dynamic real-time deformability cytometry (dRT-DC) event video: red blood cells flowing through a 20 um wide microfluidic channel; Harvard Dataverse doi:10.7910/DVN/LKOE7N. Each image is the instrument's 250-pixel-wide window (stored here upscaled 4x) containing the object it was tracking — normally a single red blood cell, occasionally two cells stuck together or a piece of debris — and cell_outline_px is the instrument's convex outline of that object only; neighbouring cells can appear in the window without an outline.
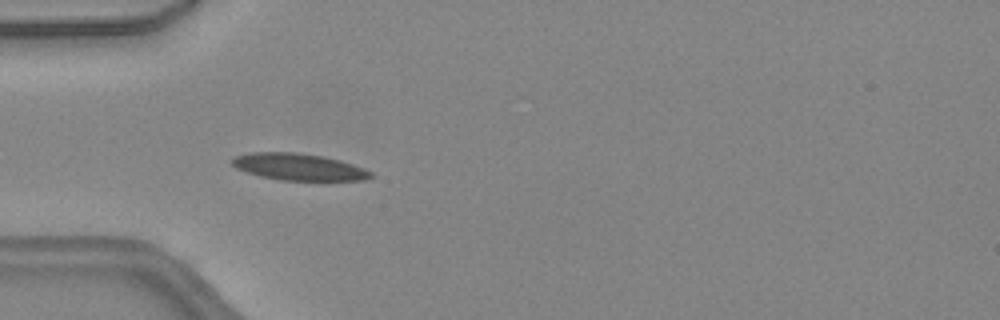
{"species": "common noctule bat (a hibernating species)", "species_latin": "Nyctalus noctula", "temperature_condition": "warm", "stored_images_in_passage": 45, "camera_frame_rate_fps": 3000, "um_per_image_px": 0.085, "animal": {"sex": "female", "body_mass_g": 24.6, "forearm_length_mm": 56.2}, "frame": {"image": 1, "passage_image": 13, "time_ms": 4.0, "image_size_px": [1000, 320], "cell_outline_px": [[376, 176], [364, 180], [280, 180], [260, 176], [236, 168], [232, 164], [232, 160], [236, 156], [248, 152], [296, 152], [320, 156], [340, 160], [364, 168], [372, 172]], "centroid_in_image_um": [25.41, 14.19], "position_along_channel_um": 59.6, "area_um2": 21.56}}
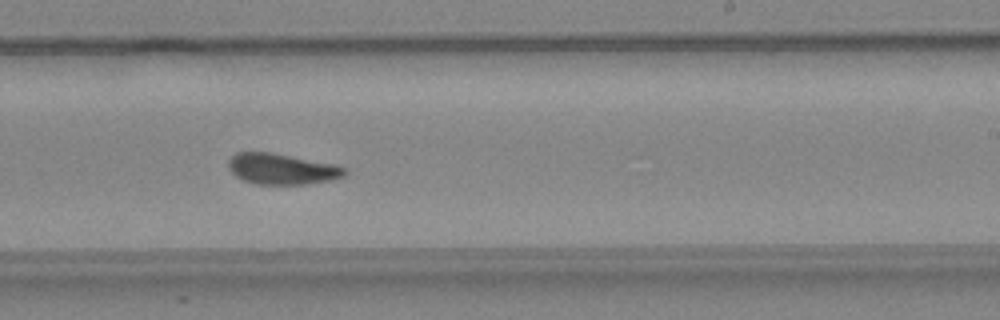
{"frame": {"image": 2, "passage_image": 27, "time_ms": 8.667, "image_size_px": [1000, 320], "cell_outline_px": [[348, 172], [344, 176], [328, 180], [308, 184], [256, 184], [244, 180], [236, 176], [228, 168], [228, 160], [236, 152], [272, 152], [336, 164], [348, 168]], "centroid_in_image_um": [23.98, 14.35], "position_along_channel_um": 265.0, "area_um2": 21.04}}
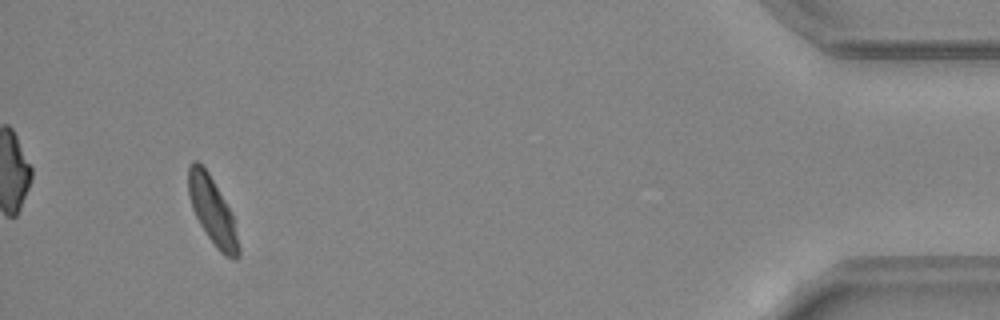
{"frame": {"image": 3, "passage_image": 42, "time_ms": 13.667, "image_size_px": [1000, 320], "cell_outline_px": [[240, 256], [236, 260], [232, 260], [224, 256], [216, 248], [200, 224], [192, 208], [188, 192], [188, 164], [192, 160], [196, 160], [208, 172], [232, 212], [240, 248]], "centroid_in_image_um": [18.07, 17.95], "position_along_channel_um": 417.1, "area_um2": 19.71}, "authors_computed_cell_mechanics": {"area_um2": 20.6924, "velocity_mm_per_s": 4.4836, "shape_relaxation_time_tau1_ms": 7.2595, "shape_relaxation_time_tau2_ms": 1.4713, "deformation_change_tau1": 0.1901, "deformation_change_tau2": 0.0823}}